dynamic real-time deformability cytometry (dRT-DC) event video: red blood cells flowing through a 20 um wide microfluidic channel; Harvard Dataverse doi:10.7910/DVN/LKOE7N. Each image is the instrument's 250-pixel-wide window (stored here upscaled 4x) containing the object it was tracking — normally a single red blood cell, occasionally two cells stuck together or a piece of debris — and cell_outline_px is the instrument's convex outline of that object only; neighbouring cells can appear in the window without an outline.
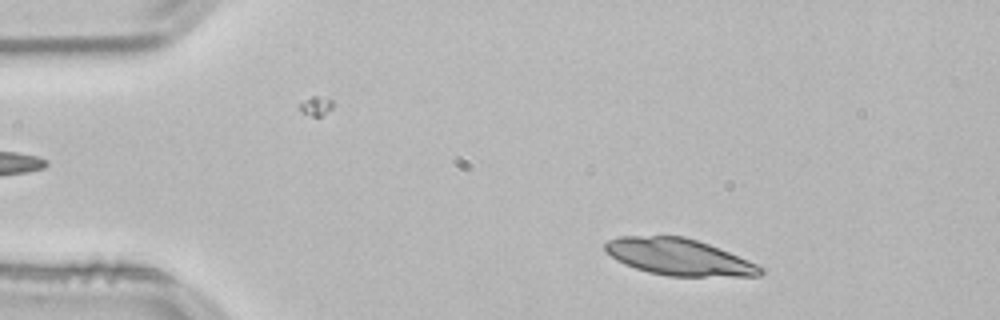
{"species": "common noctule bat (a hibernating species)", "species_latin": "Nyctalus noctula", "temperature_condition": "room temperature", "stored_images_in_passage": 13, "camera_frame_rate_fps": 3000, "um_per_image_px": 0.085, "animal": {"sex": "male", "body_mass_g": 21.5, "forearm_length_mm": 52.0}, "frame": {"image": 1, "passage_image": 5, "time_ms": 1.333, "image_size_px": [1000, 320], "cell_outline_px": [[764, 272], [760, 276], [668, 276], [648, 272], [624, 264], [616, 260], [604, 252], [604, 244], [608, 240], [620, 236], [684, 236], [708, 244], [748, 260], [764, 268]], "centroid_in_image_um": [57.67, 21.85], "position_along_channel_um": 27.3, "area_um2": 33.06}}